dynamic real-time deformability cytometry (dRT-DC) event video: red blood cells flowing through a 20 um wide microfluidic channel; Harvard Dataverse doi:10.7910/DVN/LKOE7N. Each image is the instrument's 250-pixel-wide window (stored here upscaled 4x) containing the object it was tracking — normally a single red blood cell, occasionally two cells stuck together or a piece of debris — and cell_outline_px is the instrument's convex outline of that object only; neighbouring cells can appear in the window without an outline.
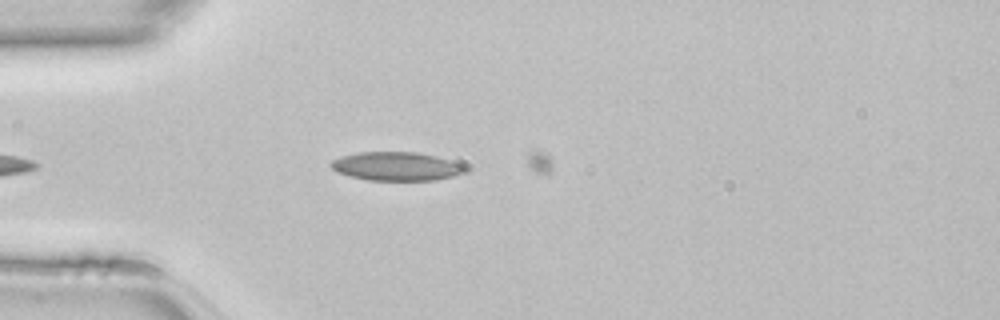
{"species": "common noctule bat (a hibernating species)", "species_latin": "Nyctalus noctula", "temperature_condition": "room temperature", "stored_images_in_passage": 3, "camera_frame_rate_fps": 3000, "um_per_image_px": 0.085, "animal": {"sex": "female", "body_mass_g": 22.7, "forearm_length_mm": 54.2}, "frame": {"image": 1, "passage_image": 2, "time_ms": 0.333, "image_size_px": [1000, 320], "cell_outline_px": [[468, 172], [456, 176], [436, 180], [368, 180], [336, 172], [328, 164], [332, 160], [340, 156], [360, 152], [416, 152], [436, 156], [460, 164], [468, 168]], "centroid_in_image_um": [33.7, 14.14], "position_along_channel_um": 51.3, "area_um2": 22.48}}